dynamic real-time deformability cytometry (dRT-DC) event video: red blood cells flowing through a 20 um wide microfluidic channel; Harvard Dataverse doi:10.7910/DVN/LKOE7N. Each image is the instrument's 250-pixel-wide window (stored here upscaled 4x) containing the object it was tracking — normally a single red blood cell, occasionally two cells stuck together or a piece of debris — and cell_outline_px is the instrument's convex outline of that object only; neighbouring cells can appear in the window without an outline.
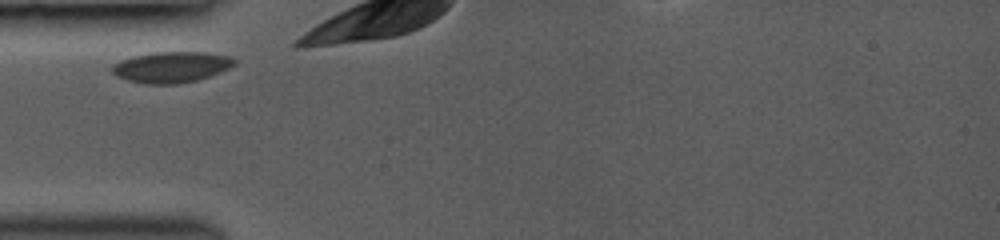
{"species": "common noctule bat (a hibernating species)", "species_latin": "Nyctalus noctula", "temperature_condition": "room temperature", "stored_images_in_passage": 3, "camera_frame_rate_fps": 3000, "um_per_image_px": 0.085, "animal": {"sex": "female", "body_mass_g": 19.0, "forearm_length_mm": 53.3}, "frame": {"image": 1, "passage_image": 1, "time_ms": 0.0, "image_size_px": [1000, 240], "cell_outline_px": [[236, 64], [220, 72], [196, 80], [176, 84], [144, 84], [128, 80], [116, 76], [112, 72], [112, 64], [120, 60], [132, 56], [152, 52], [204, 52], [232, 56], [236, 60]], "centroid_in_image_um": [14.55, 5.69], "position_along_channel_um": 70.4, "area_um2": 22.14}}